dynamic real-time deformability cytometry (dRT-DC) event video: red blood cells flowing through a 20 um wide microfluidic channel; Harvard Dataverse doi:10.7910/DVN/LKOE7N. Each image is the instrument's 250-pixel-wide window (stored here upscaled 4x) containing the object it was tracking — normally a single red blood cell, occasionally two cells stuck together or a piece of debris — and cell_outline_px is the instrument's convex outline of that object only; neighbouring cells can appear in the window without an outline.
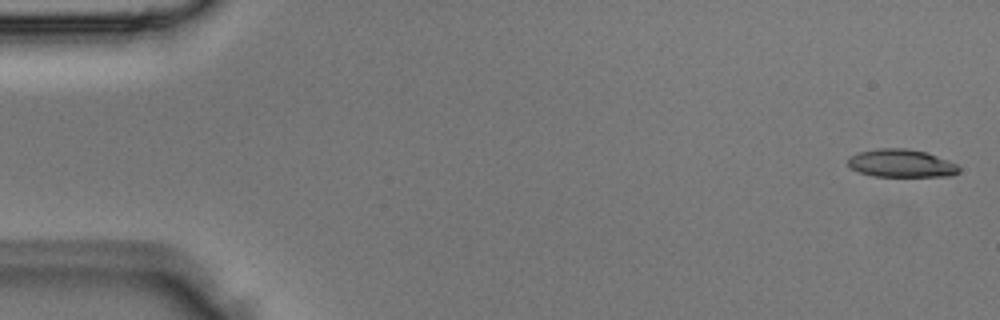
{"species": "Egyptian fruit bat (a non-hibernating species)", "species_latin": "Rousettus aegyptiacus", "temperature_condition": "room temperature", "stored_images_in_passage": 4, "camera_frame_rate_fps": 3000, "um_per_image_px": 0.085, "animal": {"sex": "male"}, "frame": {"image": 1, "passage_image": 1, "time_ms": 0.0, "image_size_px": [1000, 320], "cell_outline_px": [[960, 172], [952, 176], [876, 176], [860, 172], [852, 168], [848, 164], [848, 156], [860, 152], [876, 148], [908, 148], [928, 152], [948, 160], [956, 164], [960, 168]], "centroid_in_image_um": [76.64, 13.87], "position_along_channel_um": 8.4, "area_um2": 18.15}}